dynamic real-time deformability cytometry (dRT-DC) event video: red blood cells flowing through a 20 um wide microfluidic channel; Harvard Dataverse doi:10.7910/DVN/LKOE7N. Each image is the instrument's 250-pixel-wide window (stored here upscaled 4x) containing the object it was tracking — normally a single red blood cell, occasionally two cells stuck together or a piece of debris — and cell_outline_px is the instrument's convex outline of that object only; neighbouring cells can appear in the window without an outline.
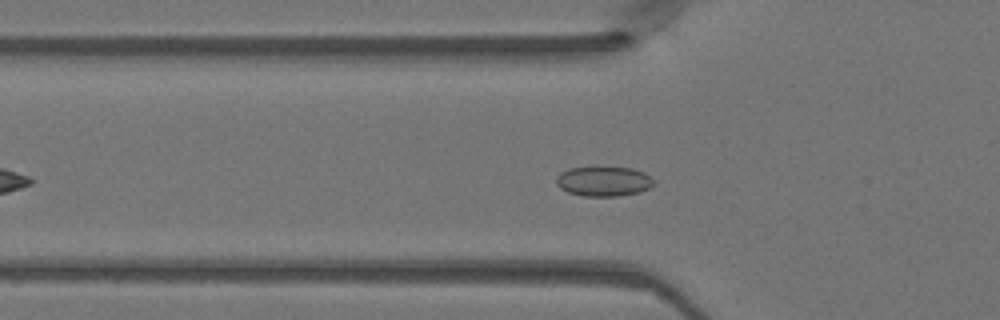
{"species": "Egyptian fruit bat (a non-hibernating species)", "species_latin": "Rousettus aegyptiacus", "temperature_condition": "warm", "stored_images_in_passage": 41, "camera_frame_rate_fps": 3000, "um_per_image_px": 0.085, "animal": {"sex": "female"}, "frame": {"image": 1, "passage_image": 8, "time_ms": 2.333, "image_size_px": [1000, 320], "cell_outline_px": [[656, 184], [640, 192], [620, 196], [584, 196], [568, 192], [560, 188], [556, 184], [556, 176], [560, 172], [568, 168], [632, 168], [644, 172], [656, 180]], "centroid_in_image_um": [51.33, 15.42], "position_along_channel_um": 74.5, "area_um2": 16.99}}
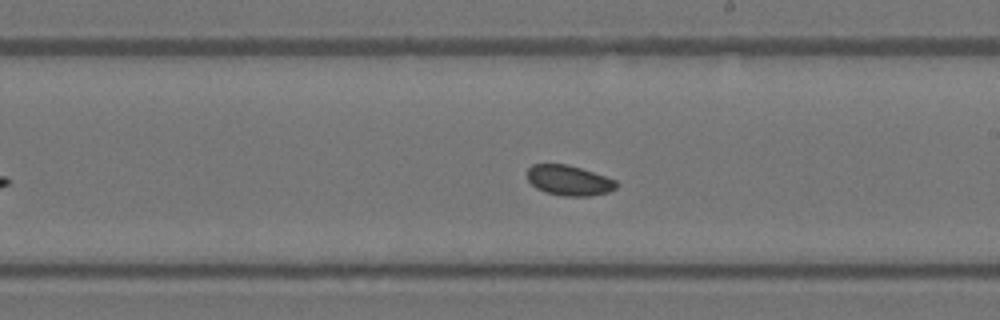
{"frame": {"image": 2, "passage_image": 20, "time_ms": 6.333, "image_size_px": [1000, 320], "cell_outline_px": [[616, 188], [608, 192], [588, 196], [564, 196], [544, 192], [536, 188], [528, 180], [528, 168], [532, 164], [568, 164], [616, 180]], "centroid_in_image_um": [48.33, 15.33], "position_along_channel_um": 240.7, "area_um2": 15.55}}
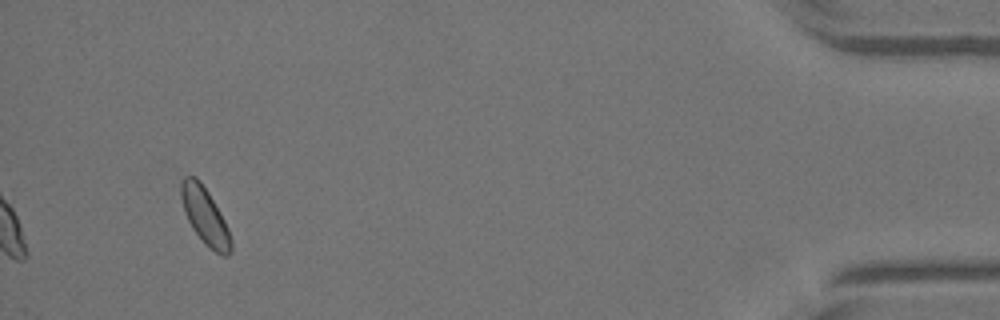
{"frame": {"image": 3, "passage_image": 38, "time_ms": 12.333, "image_size_px": [1000, 320], "cell_outline_px": [[232, 252], [228, 256], [224, 256], [216, 252], [204, 244], [192, 228], [184, 212], [180, 196], [180, 184], [184, 176], [196, 176], [200, 180], [208, 192], [220, 212], [228, 228], [232, 240]], "centroid_in_image_um": [17.42, 18.36], "position_along_channel_um": 417.8, "area_um2": 16.65}}